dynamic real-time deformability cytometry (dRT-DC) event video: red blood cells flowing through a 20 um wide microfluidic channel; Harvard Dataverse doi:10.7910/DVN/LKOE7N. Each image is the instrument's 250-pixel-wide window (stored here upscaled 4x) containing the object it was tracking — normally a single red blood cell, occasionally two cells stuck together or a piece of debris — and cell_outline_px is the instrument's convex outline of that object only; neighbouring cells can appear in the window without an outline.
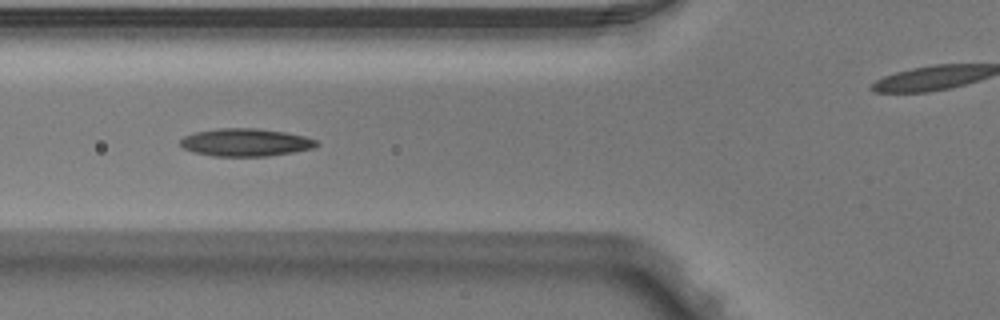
{"species": "Egyptian fruit bat (a non-hibernating species)", "species_latin": "Rousettus aegyptiacus", "temperature_condition": "warm", "stored_images_in_passage": 7, "segment_of_instrument_passage": [1, 2], "camera_frame_rate_fps": 3000, "um_per_image_px": 0.085, "animal": {"sex": "male"}, "frame": {"image": 1, "passage_image": 4, "time_ms": 1.0, "image_size_px": [1000, 320], "cell_outline_px": [[320, 144], [316, 148], [268, 156], [212, 156], [196, 152], [184, 148], [180, 144], [180, 140], [184, 136], [192, 132], [216, 128], [260, 128], [284, 132], [304, 136], [316, 140]], "centroid_in_image_um": [20.88, 12.09], "position_along_channel_um": 104.9, "area_um2": 22.14}}
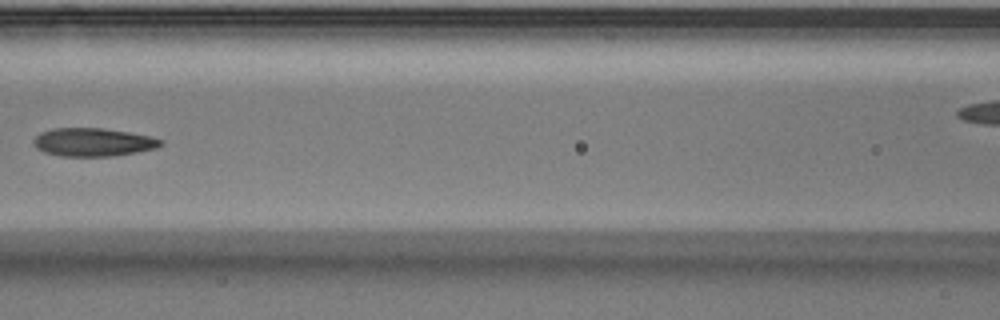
{"frame": {"image": 2, "passage_image": 5, "time_ms": 1.333, "image_size_px": [1000, 320], "cell_outline_px": [[164, 144], [156, 148], [136, 152], [112, 156], [60, 156], [44, 152], [36, 148], [32, 144], [32, 140], [40, 132], [52, 128], [104, 128], [128, 132], [148, 136], [164, 140]], "centroid_in_image_um": [7.88, 12.08], "position_along_channel_um": 158.7, "area_um2": 21.04}}
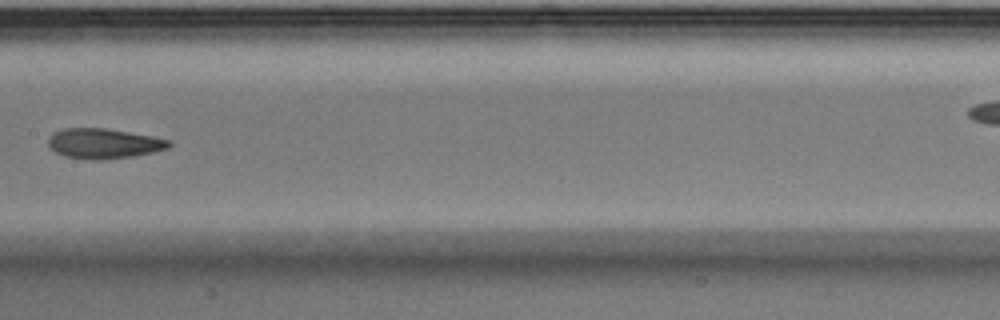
{"frame": {"image": 3, "passage_image": 6, "time_ms": 1.667, "image_size_px": [1000, 320], "cell_outline_px": [[172, 144], [168, 148], [152, 152], [132, 156], [104, 160], [92, 160], [64, 156], [48, 148], [48, 136], [52, 132], [64, 128], [108, 128], [152, 136], [172, 140]], "centroid_in_image_um": [8.79, 12.19], "position_along_channel_um": 198.6, "area_um2": 21.44}}